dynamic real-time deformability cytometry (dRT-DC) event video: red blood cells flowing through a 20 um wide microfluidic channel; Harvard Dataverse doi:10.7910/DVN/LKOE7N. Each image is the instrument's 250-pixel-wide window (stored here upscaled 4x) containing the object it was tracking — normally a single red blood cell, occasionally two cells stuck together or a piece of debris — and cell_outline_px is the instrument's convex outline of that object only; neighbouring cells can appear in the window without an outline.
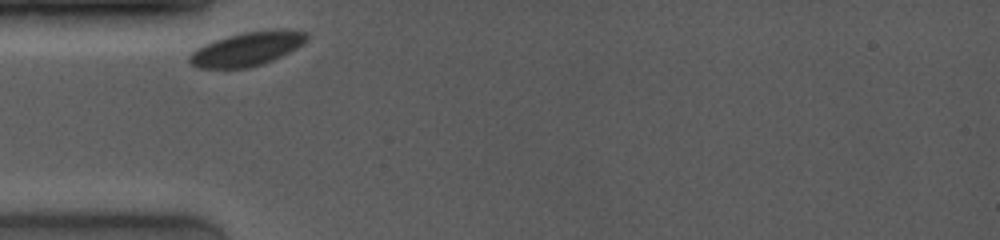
{"species": "common noctule bat (a hibernating species)", "species_latin": "Nyctalus noctula", "temperature_condition": "room temperature", "stored_images_in_passage": 6, "camera_frame_rate_fps": 4000, "um_per_image_px": 0.085, "animal": {"sex": "female", "body_mass_g": 19.0, "forearm_length_mm": 53.3}, "frame": {"image": 1, "passage_image": 1, "time_ms": 0.0, "image_size_px": [1000, 240], "cell_outline_px": [[308, 40], [304, 44], [272, 60], [248, 68], [196, 68], [188, 60], [188, 56], [196, 48], [204, 44], [228, 36], [244, 32], [284, 28], [308, 32]], "centroid_in_image_um": [21.02, 4.14], "position_along_channel_um": 64.0, "area_um2": 23.18}}
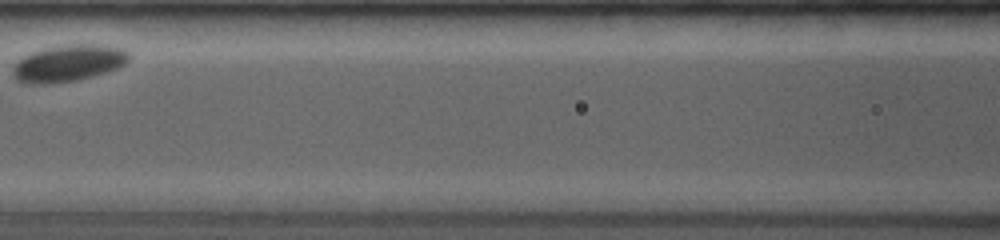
{"frame": {"image": 2, "passage_image": 5, "time_ms": 2.75, "image_size_px": [1000, 240], "cell_outline_px": [[132, 56], [124, 64], [116, 68], [92, 76], [76, 80], [48, 84], [24, 84], [16, 80], [12, 76], [12, 64], [16, 60], [32, 52], [44, 48], [64, 44], [100, 44], [124, 48]], "centroid_in_image_um": [5.76, 5.36], "position_along_channel_um": 160.8, "area_um2": 25.26}}